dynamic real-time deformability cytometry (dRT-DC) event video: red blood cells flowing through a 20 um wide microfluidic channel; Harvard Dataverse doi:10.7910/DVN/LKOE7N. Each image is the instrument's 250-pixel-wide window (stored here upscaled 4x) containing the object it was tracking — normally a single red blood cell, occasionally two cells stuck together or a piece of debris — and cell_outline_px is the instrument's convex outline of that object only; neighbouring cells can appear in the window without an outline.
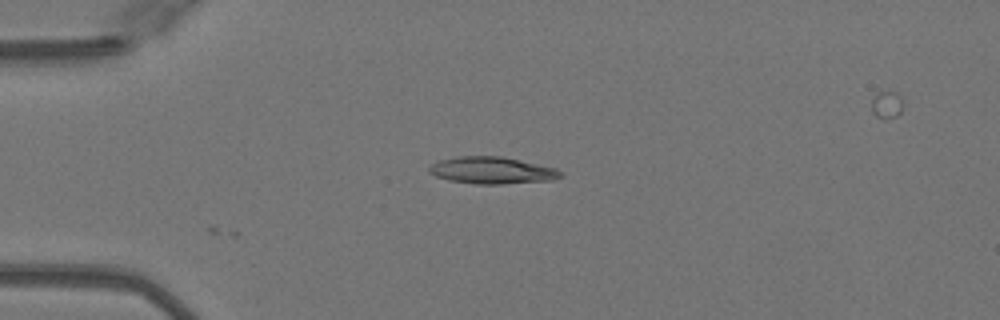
{"species": "Egyptian fruit bat (a non-hibernating species)", "species_latin": "Rousettus aegyptiacus", "temperature_condition": "warm", "stored_images_in_passage": 3, "camera_frame_rate_fps": 3000, "um_per_image_px": 0.085, "animal": {"sex": "female"}, "frame": {"image": 1, "passage_image": 3, "time_ms": 0.667, "image_size_px": [1000, 320], "cell_outline_px": [[564, 176], [552, 180], [504, 184], [476, 184], [448, 180], [436, 176], [428, 172], [428, 164], [440, 160], [456, 156], [500, 156], [520, 160], [556, 168], [564, 172]], "centroid_in_image_um": [41.81, 14.48], "position_along_channel_um": 43.2, "area_um2": 20.87}}